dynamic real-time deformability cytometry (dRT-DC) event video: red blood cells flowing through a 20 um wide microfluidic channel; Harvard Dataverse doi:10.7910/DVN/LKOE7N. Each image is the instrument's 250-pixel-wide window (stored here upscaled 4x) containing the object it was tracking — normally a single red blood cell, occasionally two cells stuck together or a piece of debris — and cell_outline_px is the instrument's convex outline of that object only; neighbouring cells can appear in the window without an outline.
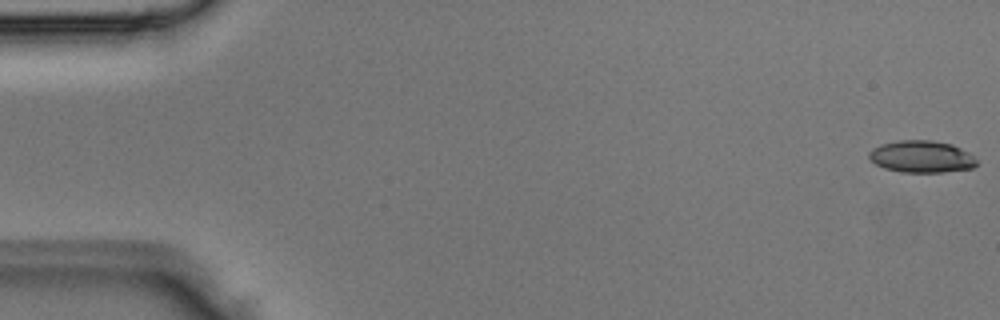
{"species": "Egyptian fruit bat (a non-hibernating species)", "species_latin": "Rousettus aegyptiacus", "temperature_condition": "room temperature", "stored_images_in_passage": 4, "camera_frame_rate_fps": 3000, "um_per_image_px": 0.085, "animal": {"sex": "male"}, "frame": {"image": 1, "passage_image": 1, "time_ms": 0.0, "image_size_px": [1000, 320], "cell_outline_px": [[976, 164], [972, 168], [944, 172], [904, 172], [884, 168], [876, 164], [868, 156], [868, 152], [872, 148], [880, 144], [900, 140], [932, 140], [952, 144], [968, 152], [976, 160]], "centroid_in_image_um": [78.31, 13.3], "position_along_channel_um": 6.7, "area_um2": 20.0}}